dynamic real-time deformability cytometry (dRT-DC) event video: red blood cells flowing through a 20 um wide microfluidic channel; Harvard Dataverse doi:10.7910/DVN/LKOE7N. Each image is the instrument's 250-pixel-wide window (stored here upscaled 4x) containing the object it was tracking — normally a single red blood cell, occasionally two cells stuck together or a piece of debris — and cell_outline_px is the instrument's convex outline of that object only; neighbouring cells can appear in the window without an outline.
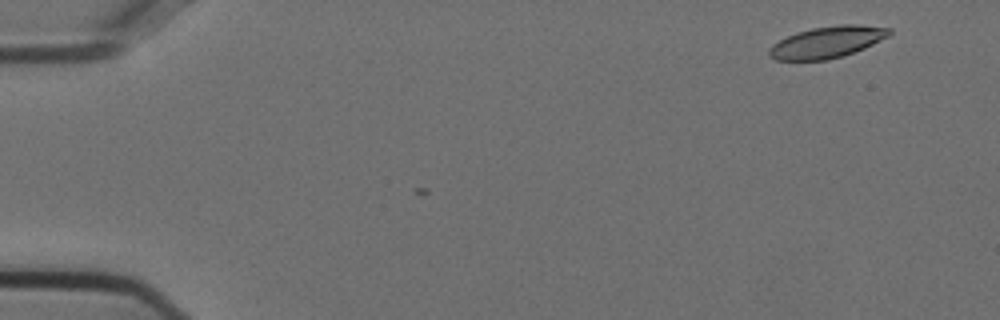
{"species": "Egyptian fruit bat (a non-hibernating species)", "species_latin": "Rousettus aegyptiacus", "temperature_condition": "cold", "stored_images_in_passage": 4, "camera_frame_rate_fps": 3000, "um_per_image_px": 0.085, "animal": {"sex": "female"}, "frame": {"image": 1, "passage_image": 4, "time_ms": 1.0, "image_size_px": [1000, 320], "cell_outline_px": [[892, 32], [888, 36], [864, 48], [844, 56], [828, 60], [776, 60], [768, 56], [768, 48], [772, 44], [796, 32], [812, 28], [840, 24], [860, 24], [892, 28]], "centroid_in_image_um": [70.3, 3.58], "position_along_channel_um": 14.7, "area_um2": 22.25}}